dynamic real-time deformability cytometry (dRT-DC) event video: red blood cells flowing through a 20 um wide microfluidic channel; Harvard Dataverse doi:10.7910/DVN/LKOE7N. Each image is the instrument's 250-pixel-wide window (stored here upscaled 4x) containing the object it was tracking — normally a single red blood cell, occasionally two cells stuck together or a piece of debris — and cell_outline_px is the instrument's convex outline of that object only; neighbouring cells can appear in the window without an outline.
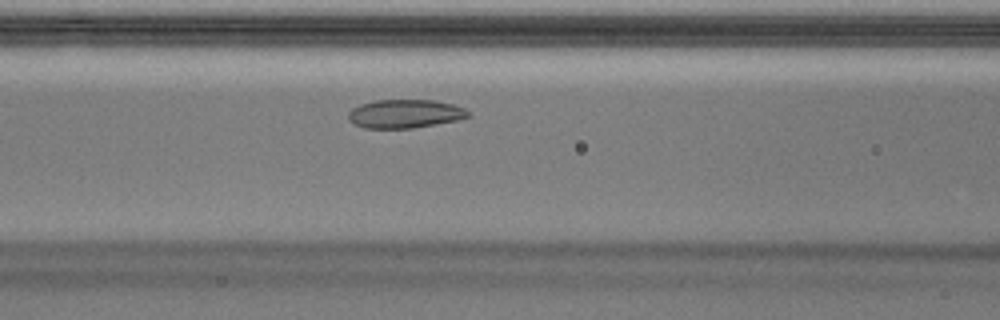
{"species": "Egyptian fruit bat (a non-hibernating species)", "species_latin": "Rousettus aegyptiacus", "temperature_condition": "warm", "stored_images_in_passage": 42, "camera_frame_rate_fps": 3000, "um_per_image_px": 0.085, "animal": {"sex": "male"}, "frame": {"image": 1, "passage_image": 13, "time_ms": 4.0, "image_size_px": [1000, 320], "cell_outline_px": [[472, 116], [456, 120], [436, 124], [412, 128], [364, 128], [348, 120], [348, 112], [352, 108], [360, 104], [376, 100], [436, 100], [452, 104], [464, 108], [472, 112]], "centroid_in_image_um": [34.44, 9.66], "position_along_channel_um": 132.2, "area_um2": 20.06}, "authors_computed_cell_mechanics": {"area_um2": 21.2993, "velocity_mm_per_s": 3.9709, "shape_relaxation_time_tau1_ms": null, "shape_relaxation_time_tau2_ms": 5.4846, "deformation_change_tau1": null, "deformation_change_tau2": 0.0695}}